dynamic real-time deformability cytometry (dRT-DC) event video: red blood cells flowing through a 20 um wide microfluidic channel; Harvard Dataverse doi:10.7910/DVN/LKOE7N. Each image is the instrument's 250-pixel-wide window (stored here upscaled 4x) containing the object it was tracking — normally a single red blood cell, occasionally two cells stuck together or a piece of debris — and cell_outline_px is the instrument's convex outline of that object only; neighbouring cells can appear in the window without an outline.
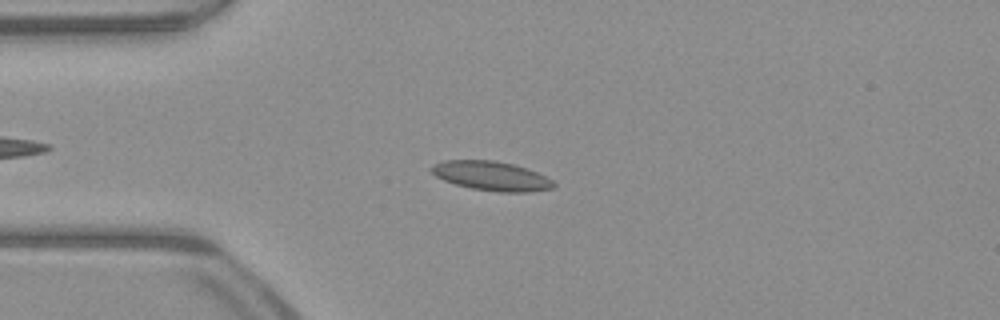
{"species": "common noctule bat (a hibernating species)", "species_latin": "Nyctalus noctula", "temperature_condition": "warm", "stored_images_in_passage": 51, "camera_frame_rate_fps": 3000, "um_per_image_px": 0.085, "animal": {"sex": "male", "body_mass_g": 23.1, "forearm_length_mm": 52.7}, "frame": {"image": 1, "passage_image": 12, "time_ms": 3.667, "image_size_px": [1000, 320], "cell_outline_px": [[556, 188], [528, 192], [500, 192], [472, 188], [456, 184], [444, 180], [436, 176], [428, 168], [444, 160], [492, 160], [512, 164], [528, 168], [552, 180], [556, 184]], "centroid_in_image_um": [41.8, 14.96], "position_along_channel_um": 43.2, "area_um2": 20.75}}
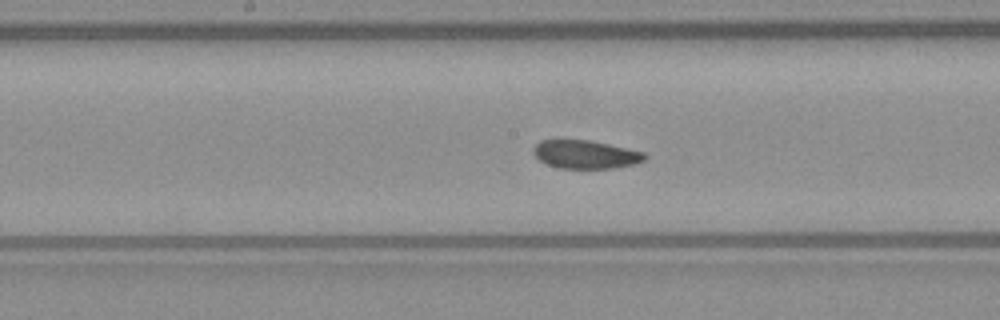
{"frame": {"image": 2, "passage_image": 25, "time_ms": 8.0, "image_size_px": [1000, 320], "cell_outline_px": [[648, 156], [644, 160], [636, 164], [612, 168], [560, 168], [548, 164], [540, 160], [532, 152], [532, 148], [540, 140], [556, 136], [564, 136], [592, 140], [628, 148], [644, 152]], "centroid_in_image_um": [49.71, 13.05], "position_along_channel_um": 198.5, "area_um2": 19.31}}
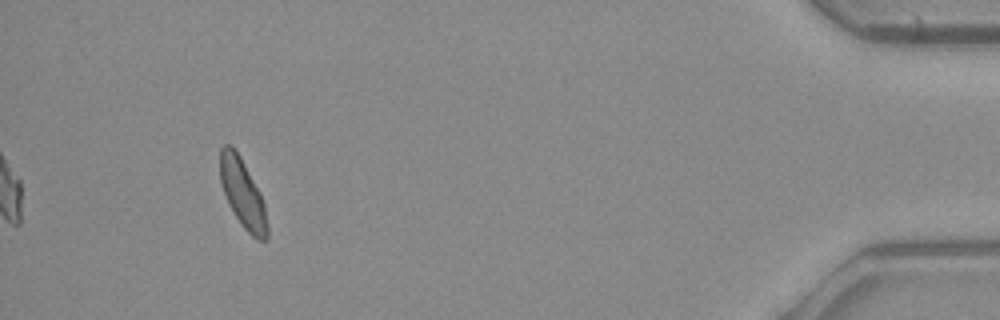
{"frame": {"image": 3, "passage_image": 47, "time_ms": 15.333, "image_size_px": [1000, 320], "cell_outline_px": [[268, 240], [256, 240], [244, 228], [228, 204], [220, 180], [220, 148], [224, 144], [232, 144], [240, 156], [260, 192], [264, 204], [268, 228]], "centroid_in_image_um": [20.63, 16.43], "position_along_channel_um": 414.6, "area_um2": 18.84}, "authors_computed_cell_mechanics": {"area_um2": 19.363, "velocity_mm_per_s": 3.9786, "shape_relaxation_time_tau1_ms": 8.9425, "shape_relaxation_time_tau2_ms": 3.0126, "deformation_change_tau1": 0.1205, "deformation_change_tau2": 0.0639}}